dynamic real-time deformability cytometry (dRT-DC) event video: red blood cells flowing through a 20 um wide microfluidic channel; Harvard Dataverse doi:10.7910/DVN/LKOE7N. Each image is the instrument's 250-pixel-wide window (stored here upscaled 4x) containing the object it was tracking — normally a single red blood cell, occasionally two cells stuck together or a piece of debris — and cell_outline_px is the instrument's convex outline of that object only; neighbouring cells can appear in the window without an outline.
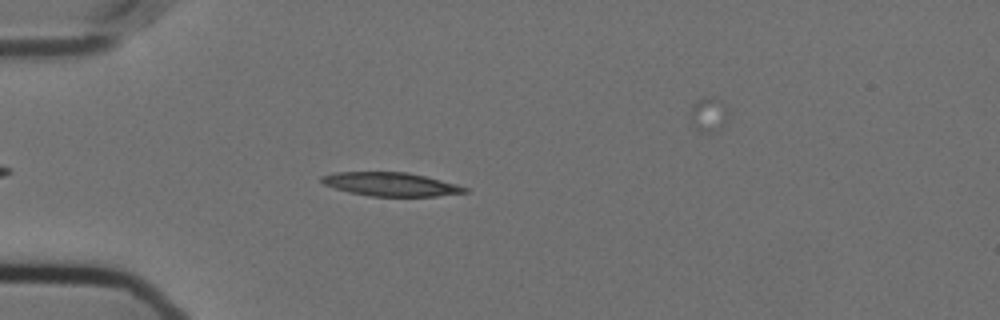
{"species": "Egyptian fruit bat (a non-hibernating species)", "species_latin": "Rousettus aegyptiacus", "temperature_condition": "cold", "stored_images_in_passage": 41, "camera_frame_rate_fps": 3000, "um_per_image_px": 0.085, "animal": {"sex": "female"}, "frame": {"image": 1, "passage_image": 1, "time_ms": 0.0, "image_size_px": [1000, 320], "cell_outline_px": [[468, 192], [436, 196], [372, 196], [348, 192], [324, 184], [320, 180], [320, 176], [336, 172], [408, 172], [456, 184], [468, 188]], "centroid_in_image_um": [33.2, 15.66], "position_along_channel_um": 51.8, "area_um2": 19.54}}
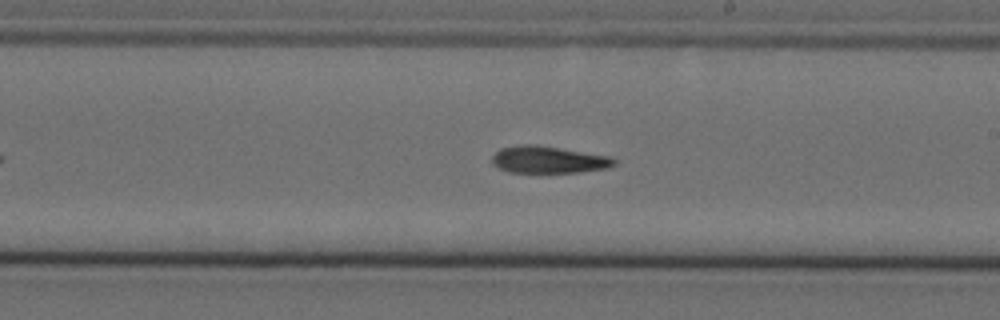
{"frame": {"image": 2, "passage_image": 18, "time_ms": 5.667, "image_size_px": [1000, 320], "cell_outline_px": [[616, 164], [608, 168], [580, 172], [508, 172], [496, 168], [492, 164], [492, 156], [500, 148], [524, 144], [536, 144], [612, 156], [616, 160]], "centroid_in_image_um": [46.62, 13.57], "position_along_channel_um": 242.4, "area_um2": 19.48}}
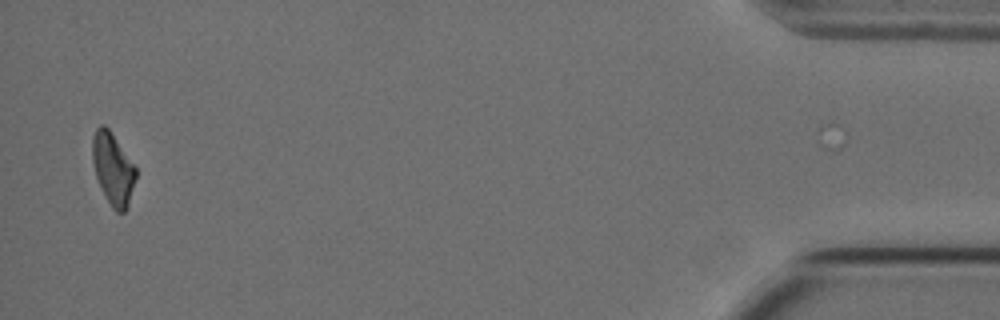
{"frame": {"image": 3, "passage_image": 40, "time_ms": 13.0, "image_size_px": [1000, 320], "cell_outline_px": [[136, 176], [128, 204], [124, 212], [116, 212], [112, 208], [104, 196], [100, 188], [96, 176], [92, 160], [92, 136], [96, 128], [100, 124], [104, 124], [108, 128], [136, 168]], "centroid_in_image_um": [9.57, 14.35], "position_along_channel_um": 425.6, "area_um2": 18.03}}